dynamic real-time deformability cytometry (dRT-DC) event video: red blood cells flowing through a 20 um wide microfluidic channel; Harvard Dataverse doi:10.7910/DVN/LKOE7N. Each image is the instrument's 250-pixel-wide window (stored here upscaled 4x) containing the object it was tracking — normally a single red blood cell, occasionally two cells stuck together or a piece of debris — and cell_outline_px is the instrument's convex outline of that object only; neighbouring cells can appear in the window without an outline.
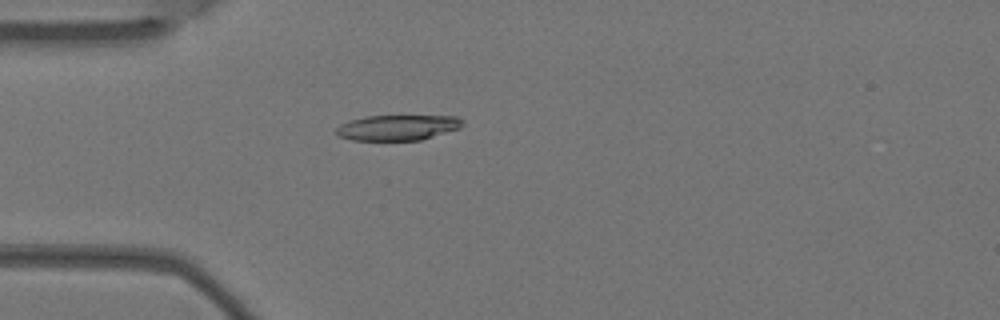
{"species": "Egyptian fruit bat (a non-hibernating species)", "species_latin": "Rousettus aegyptiacus", "temperature_condition": "warm", "stored_images_in_passage": 4, "camera_frame_rate_fps": 3000, "um_per_image_px": 0.085, "animal": {"sex": "female"}, "frame": {"image": 1, "passage_image": 4, "time_ms": 1.0, "image_size_px": [1000, 320], "cell_outline_px": [[464, 124], [460, 128], [420, 140], [352, 140], [340, 136], [336, 132], [336, 128], [340, 124], [348, 120], [368, 116], [456, 116], [464, 120]], "centroid_in_image_um": [33.81, 10.84], "position_along_channel_um": 51.2, "area_um2": 18.67}}